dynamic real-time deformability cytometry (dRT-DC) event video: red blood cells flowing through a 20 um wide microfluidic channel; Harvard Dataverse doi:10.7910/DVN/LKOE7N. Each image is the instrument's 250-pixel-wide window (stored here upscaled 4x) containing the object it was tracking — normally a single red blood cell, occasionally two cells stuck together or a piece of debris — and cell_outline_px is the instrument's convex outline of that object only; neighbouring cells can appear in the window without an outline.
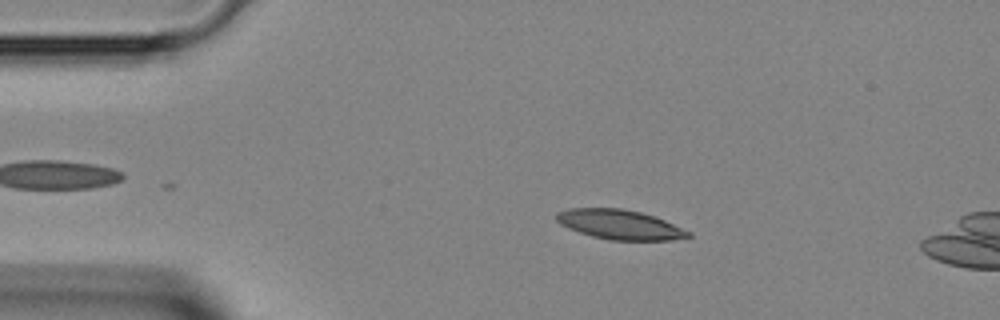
{"species": "Egyptian fruit bat (a non-hibernating species)", "species_latin": "Rousettus aegyptiacus", "temperature_condition": "room temperature", "stored_images_in_passage": 11, "camera_frame_rate_fps": 3000, "um_per_image_px": 0.085, "animal": {"sex": "female"}, "frame": {"image": 1, "passage_image": 8, "time_ms": 2.333, "image_size_px": [1000, 320], "cell_outline_px": [[692, 236], [672, 240], [608, 240], [592, 236], [568, 228], [560, 224], [556, 220], [556, 212], [568, 208], [620, 208], [640, 212], [656, 216], [692, 232]], "centroid_in_image_um": [52.69, 19.08], "position_along_channel_um": 32.3, "area_um2": 22.89}}